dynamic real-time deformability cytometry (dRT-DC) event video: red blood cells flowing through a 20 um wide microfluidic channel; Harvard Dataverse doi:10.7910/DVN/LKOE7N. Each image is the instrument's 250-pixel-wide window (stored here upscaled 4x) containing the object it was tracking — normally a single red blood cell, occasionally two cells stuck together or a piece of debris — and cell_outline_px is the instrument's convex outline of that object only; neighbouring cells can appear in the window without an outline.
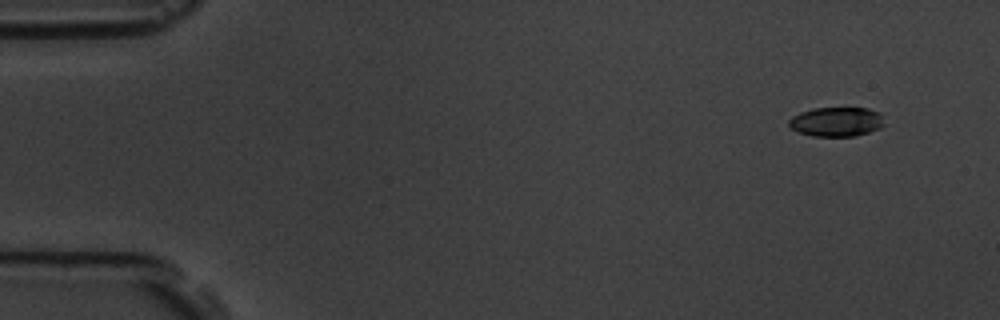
{"species": "common noctule bat (a hibernating species)", "species_latin": "Nyctalus noctula", "temperature_condition": "room temperature", "stored_images_in_passage": 6, "camera_frame_rate_fps": 3000, "um_per_image_px": 0.085, "animal": {"sex": "male", "body_mass_g": 19.5, "forearm_length_mm": 54.6}, "frame": {"image": 1, "passage_image": 1, "time_ms": 0.0, "image_size_px": [1000, 320], "cell_outline_px": [[884, 124], [880, 128], [868, 132], [852, 136], [812, 136], [796, 132], [788, 124], [788, 120], [792, 116], [800, 112], [812, 108], [868, 108], [880, 112]], "centroid_in_image_um": [71.07, 10.34], "position_along_channel_um": 13.9, "area_um2": 16.42}}
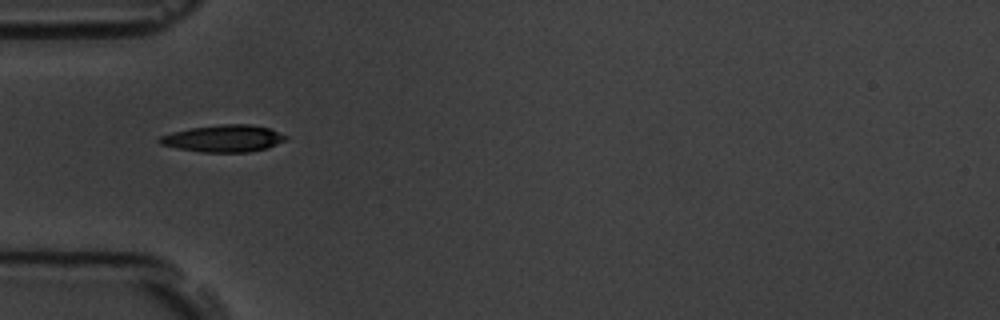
{"frame": {"image": 2, "passage_image": 5, "time_ms": 4.667, "image_size_px": [1000, 320], "cell_outline_px": [[288, 140], [268, 148], [248, 152], [200, 152], [176, 148], [160, 144], [156, 140], [160, 136], [172, 132], [192, 128], [220, 124], [248, 124], [268, 128], [288, 136]], "centroid_in_image_um": [19.01, 11.78], "position_along_channel_um": 66.0, "area_um2": 19.94}}
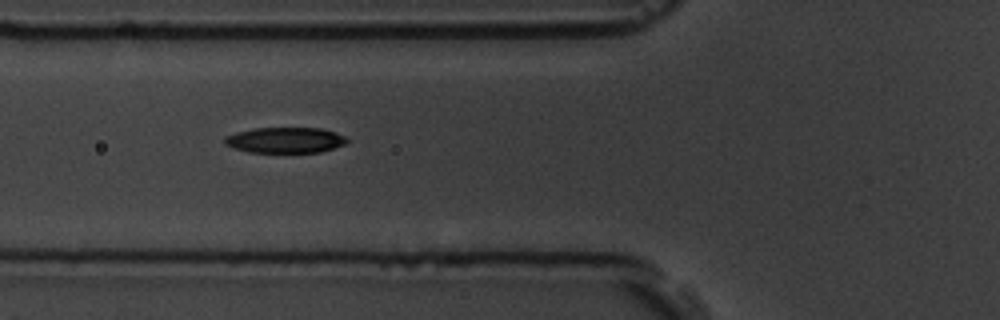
{"frame": {"image": 3, "passage_image": 6, "time_ms": 5.667, "image_size_px": [1000, 320], "cell_outline_px": [[348, 140], [344, 144], [320, 152], [248, 152], [232, 148], [224, 144], [224, 140], [228, 136], [236, 132], [256, 128], [320, 128], [336, 132], [344, 136]], "centroid_in_image_um": [24.22, 11.91], "position_along_channel_um": 101.6, "area_um2": 18.15}}